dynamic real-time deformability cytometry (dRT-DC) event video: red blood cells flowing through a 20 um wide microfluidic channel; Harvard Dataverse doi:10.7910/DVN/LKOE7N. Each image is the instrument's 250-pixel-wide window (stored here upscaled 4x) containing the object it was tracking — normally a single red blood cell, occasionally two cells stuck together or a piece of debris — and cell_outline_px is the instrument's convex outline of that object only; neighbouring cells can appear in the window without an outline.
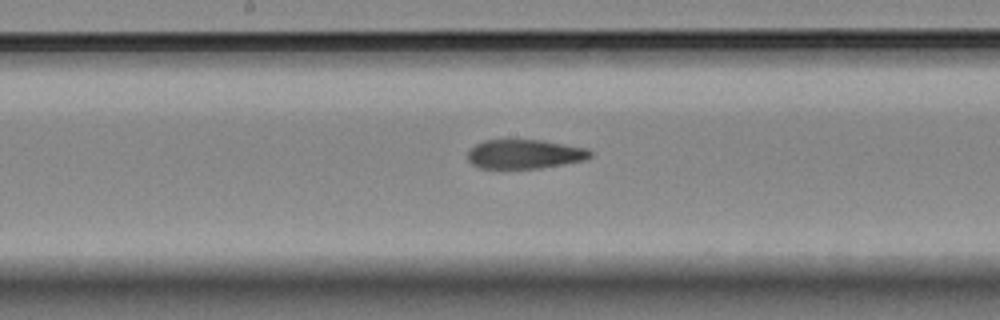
{"species": "Egyptian fruit bat (a non-hibernating species)", "species_latin": "Rousettus aegyptiacus", "temperature_condition": "room temperature", "stored_images_in_passage": 10, "segment_of_instrument_passage": [2, 2], "camera_frame_rate_fps": 3000, "um_per_image_px": 0.085, "animal": {"sex": "female"}, "frame": {"image": 1, "passage_image": 10, "time_ms": 10.333, "image_size_px": [1000, 320], "cell_outline_px": [[592, 156], [588, 160], [540, 168], [480, 168], [472, 164], [468, 160], [468, 152], [476, 144], [484, 140], [544, 140], [588, 148], [592, 152]], "centroid_in_image_um": [44.65, 13.1], "position_along_channel_um": 203.5, "area_um2": 20.98}}